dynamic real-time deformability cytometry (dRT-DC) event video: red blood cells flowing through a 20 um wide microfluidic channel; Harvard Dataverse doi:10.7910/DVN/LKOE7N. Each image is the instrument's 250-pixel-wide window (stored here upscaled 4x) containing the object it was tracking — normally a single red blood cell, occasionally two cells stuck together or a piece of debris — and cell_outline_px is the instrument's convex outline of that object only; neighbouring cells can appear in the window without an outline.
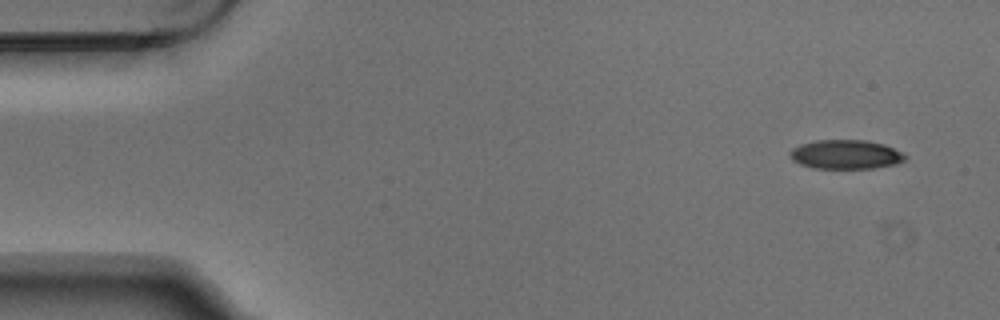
{"species": "Egyptian fruit bat (a non-hibernating species)", "species_latin": "Rousettus aegyptiacus", "temperature_condition": "warm", "stored_images_in_passage": 4, "camera_frame_rate_fps": 3000, "um_per_image_px": 0.085, "animal": {"sex": "male"}, "frame": {"image": 1, "passage_image": 1, "time_ms": 0.0, "image_size_px": [1000, 320], "cell_outline_px": [[908, 156], [904, 160], [896, 164], [872, 168], [812, 168], [800, 164], [792, 160], [792, 148], [800, 144], [816, 140], [864, 140], [884, 144]], "centroid_in_image_um": [71.89, 13.13], "position_along_channel_um": 13.1, "area_um2": 19.36}}
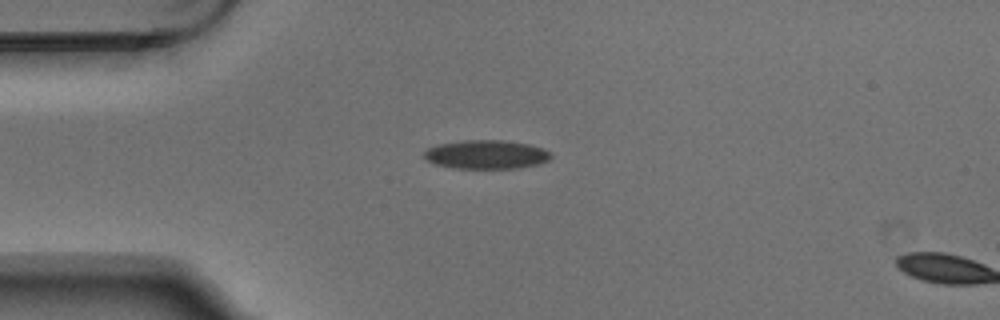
{"frame": {"image": 2, "passage_image": 3, "time_ms": 0.667, "image_size_px": [1000, 320], "cell_outline_px": [[552, 156], [548, 160], [540, 164], [516, 168], [452, 168], [432, 164], [424, 160], [424, 152], [428, 148], [436, 144], [464, 140], [504, 140], [528, 144], [544, 148]], "centroid_in_image_um": [41.28, 13.13], "position_along_channel_um": 43.7, "area_um2": 21.5}}